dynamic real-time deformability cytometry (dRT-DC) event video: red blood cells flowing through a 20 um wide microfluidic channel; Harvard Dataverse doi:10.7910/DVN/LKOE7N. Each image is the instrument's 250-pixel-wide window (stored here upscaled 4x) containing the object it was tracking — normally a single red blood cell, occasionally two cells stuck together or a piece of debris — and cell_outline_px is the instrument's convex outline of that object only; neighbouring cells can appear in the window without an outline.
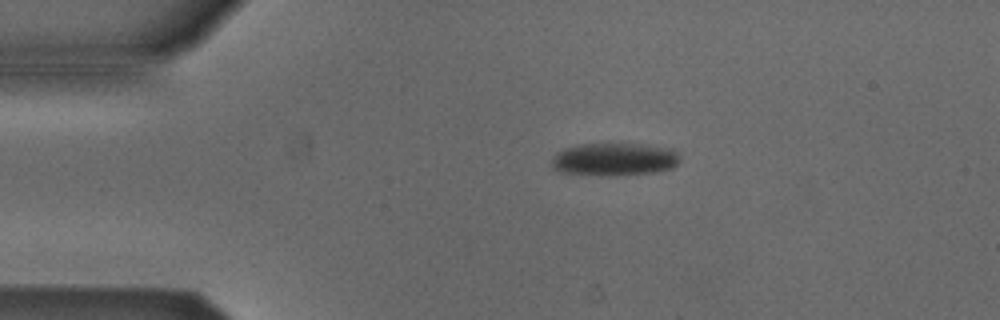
{"species": "Egyptian fruit bat (a non-hibernating species)", "species_latin": "Rousettus aegyptiacus", "temperature_condition": "cold", "stored_images_in_passage": 45, "camera_frame_rate_fps": 3000, "um_per_image_px": 0.085, "animal": {"sex": "male"}, "frame": {"image": 1, "passage_image": 3, "time_ms": 0.667, "image_size_px": [1000, 320], "cell_outline_px": [[680, 160], [672, 168], [656, 172], [560, 172], [552, 168], [552, 156], [556, 152], [564, 148], [576, 144], [640, 144], [660, 148], [676, 152]], "centroid_in_image_um": [52.15, 13.48], "position_along_channel_um": 32.8, "area_um2": 22.95}}
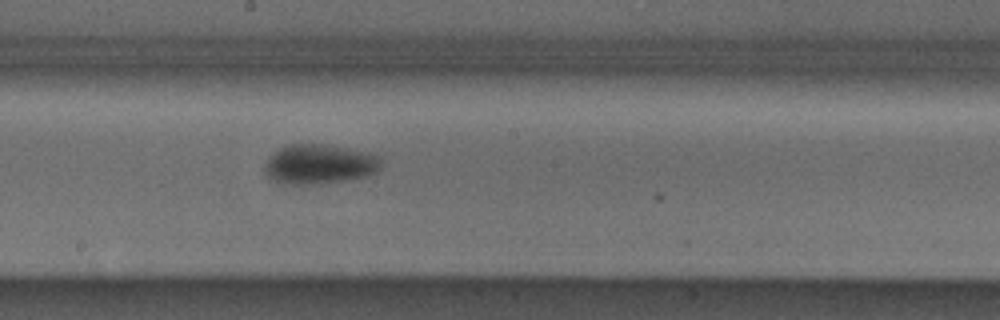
{"frame": {"image": 2, "passage_image": 21, "time_ms": 6.667, "image_size_px": [1000, 320], "cell_outline_px": [[380, 168], [376, 172], [364, 176], [344, 180], [308, 184], [292, 184], [272, 180], [264, 172], [264, 164], [268, 156], [272, 152], [288, 144], [320, 144], [344, 148], [376, 156], [380, 160]], "centroid_in_image_um": [27.04, 13.95], "position_along_channel_um": 221.2, "area_um2": 26.3}}
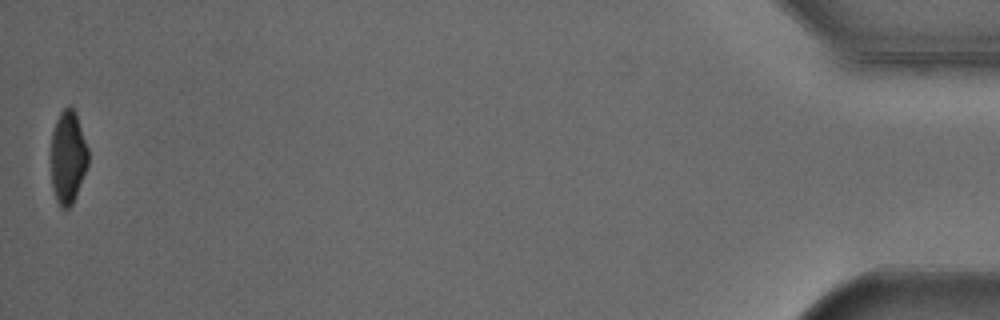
{"frame": {"image": 3, "passage_image": 45, "time_ms": 14.667, "image_size_px": [1000, 320], "cell_outline_px": [[88, 164], [76, 196], [72, 204], [68, 208], [60, 208], [56, 200], [52, 188], [52, 132], [56, 120], [60, 112], [68, 104], [76, 112], [88, 148]], "centroid_in_image_um": [5.78, 13.35], "position_along_channel_um": 429.4, "area_um2": 20.11}, "authors_computed_cell_mechanics": {"area_um2": 25.3164, "velocity_mm_per_s": 3.866, "shape_relaxation_time_tau1_ms": 3.7018, "shape_relaxation_time_tau2_ms": null, "deformation_change_tau1": 0.1194, "deformation_change_tau2": null}}